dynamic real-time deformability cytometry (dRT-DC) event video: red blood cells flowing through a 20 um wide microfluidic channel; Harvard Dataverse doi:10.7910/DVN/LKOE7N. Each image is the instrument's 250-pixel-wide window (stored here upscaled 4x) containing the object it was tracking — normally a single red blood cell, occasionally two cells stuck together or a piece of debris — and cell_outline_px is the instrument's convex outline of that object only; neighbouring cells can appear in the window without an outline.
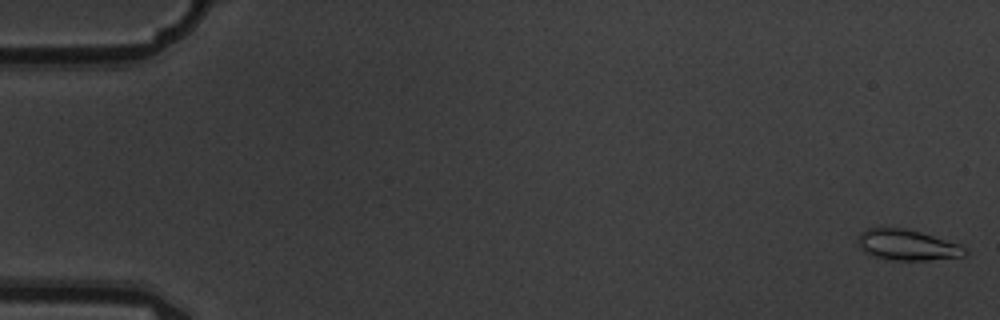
{"species": "common noctule bat (a hibernating species)", "species_latin": "Nyctalus noctula", "temperature_condition": "warm", "stored_images_in_passage": 5, "camera_frame_rate_fps": 3000, "um_per_image_px": 0.085, "animal": {"sex": "male", "body_mass_g": 19.5, "forearm_length_mm": 54.6}, "frame": {"image": 1, "passage_image": 1, "time_ms": 0.0, "image_size_px": [1000, 320], "cell_outline_px": [[968, 252], [964, 256], [928, 260], [888, 260], [872, 256], [864, 252], [860, 248], [856, 240], [860, 232], [868, 228], [904, 228], [920, 232], [960, 244]], "centroid_in_image_um": [77.07, 20.83], "position_along_channel_um": 7.9, "area_um2": 19.25}}
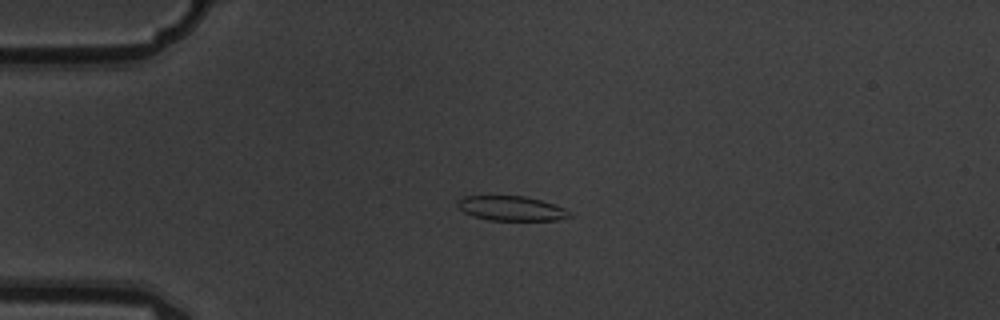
{"frame": {"image": 2, "passage_image": 4, "time_ms": 1.0, "image_size_px": [1000, 320], "cell_outline_px": [[576, 216], [560, 220], [488, 220], [472, 216], [464, 212], [456, 204], [456, 200], [464, 196], [524, 196], [540, 200], [564, 208], [572, 212]], "centroid_in_image_um": [43.49, 17.72], "position_along_channel_um": 41.5, "area_um2": 16.24}}